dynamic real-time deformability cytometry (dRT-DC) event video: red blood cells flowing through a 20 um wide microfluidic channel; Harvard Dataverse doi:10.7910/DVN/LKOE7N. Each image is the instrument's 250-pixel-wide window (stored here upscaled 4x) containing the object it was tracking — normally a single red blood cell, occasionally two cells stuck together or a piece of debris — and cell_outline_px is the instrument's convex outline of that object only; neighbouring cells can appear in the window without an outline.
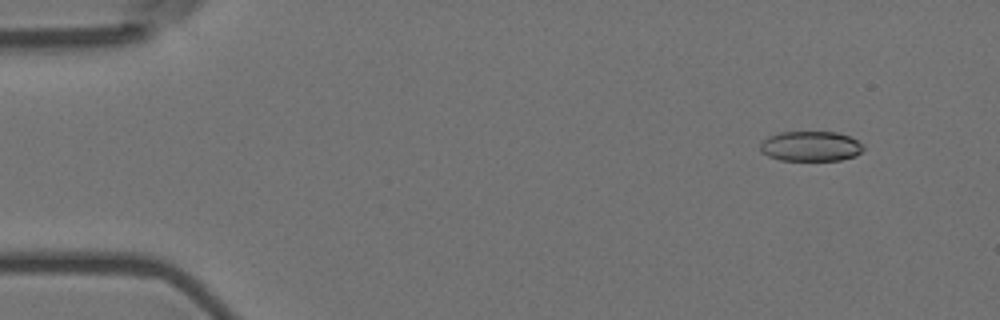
{"species": "Egyptian fruit bat (a non-hibernating species)", "species_latin": "Rousettus aegyptiacus", "temperature_condition": "room temperature", "stored_images_in_passage": 5, "camera_frame_rate_fps": 3000, "um_per_image_px": 0.085, "animal": {"sex": "female"}, "frame": {"image": 1, "passage_image": 2, "time_ms": 0.333, "image_size_px": [1000, 320], "cell_outline_px": [[864, 148], [856, 156], [840, 160], [780, 160], [768, 156], [760, 148], [760, 144], [768, 136], [780, 132], [836, 132], [848, 136], [864, 144]], "centroid_in_image_um": [68.93, 12.43], "position_along_channel_um": 16.1, "area_um2": 17.98}}
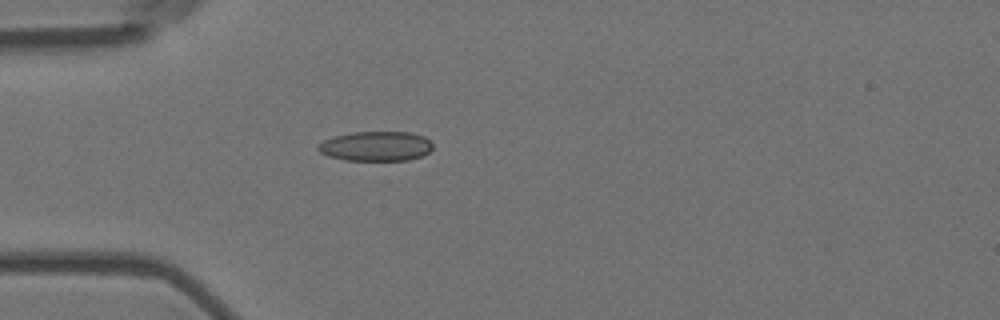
{"frame": {"image": 2, "passage_image": 5, "time_ms": 1.333, "image_size_px": [1000, 320], "cell_outline_px": [[432, 148], [428, 152], [420, 156], [408, 160], [344, 160], [328, 156], [320, 152], [316, 148], [316, 144], [324, 140], [336, 136], [352, 132], [412, 132], [424, 136], [432, 144]], "centroid_in_image_um": [31.92, 12.42], "position_along_channel_um": 53.1, "area_um2": 19.83}}